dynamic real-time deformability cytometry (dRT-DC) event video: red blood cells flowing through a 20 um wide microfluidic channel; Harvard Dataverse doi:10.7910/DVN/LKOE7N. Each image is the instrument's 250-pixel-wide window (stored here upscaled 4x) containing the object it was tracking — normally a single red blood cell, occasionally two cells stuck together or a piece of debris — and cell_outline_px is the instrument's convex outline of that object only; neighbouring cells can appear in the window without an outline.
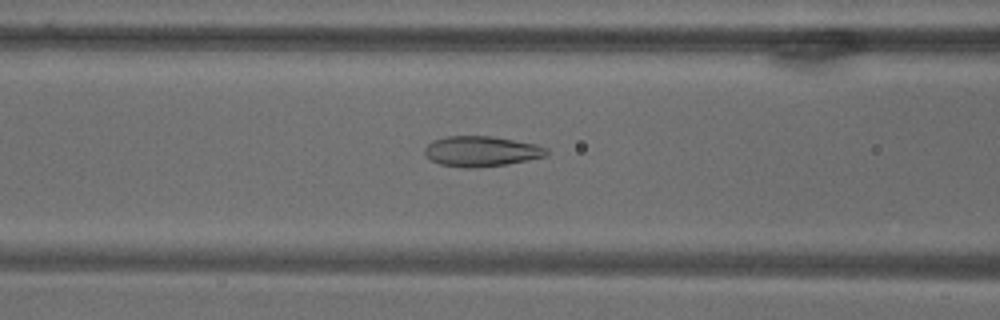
{"species": "common noctule bat (a hibernating species)", "species_latin": "Nyctalus noctula", "temperature_condition": "warm", "stored_images_in_passage": 71, "camera_frame_rate_fps": 3000, "um_per_image_px": 0.085, "animal": {"sex": "male", "body_mass_g": 18.8}, "frame": {"image": 1, "passage_image": 30, "time_ms": 9.667, "image_size_px": [1000, 320], "cell_outline_px": [[548, 156], [508, 164], [476, 168], [464, 168], [440, 164], [432, 160], [424, 152], [424, 148], [432, 140], [448, 136], [492, 136], [536, 144], [548, 148]], "centroid_in_image_um": [40.94, 12.86], "position_along_channel_um": 125.7, "area_um2": 21.68}}
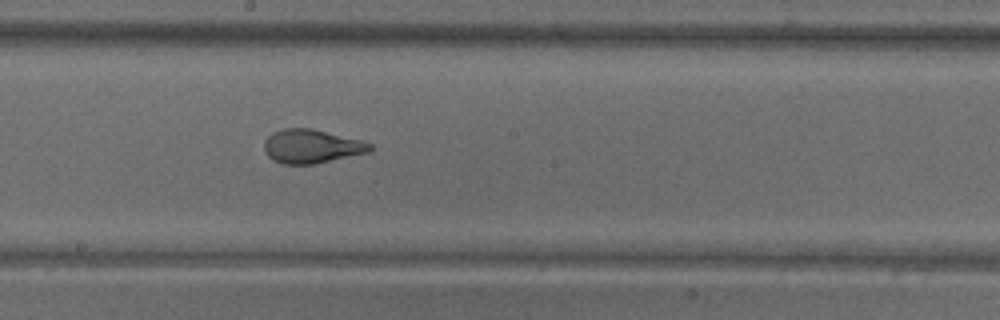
{"frame": {"image": 2, "passage_image": 40, "time_ms": 13.0, "image_size_px": [1000, 320], "cell_outline_px": [[372, 152], [312, 164], [284, 164], [272, 160], [264, 152], [264, 140], [272, 132], [284, 128], [312, 128], [360, 140], [372, 144]], "centroid_in_image_um": [26.46, 12.43], "position_along_channel_um": 221.7, "area_um2": 20.92}}
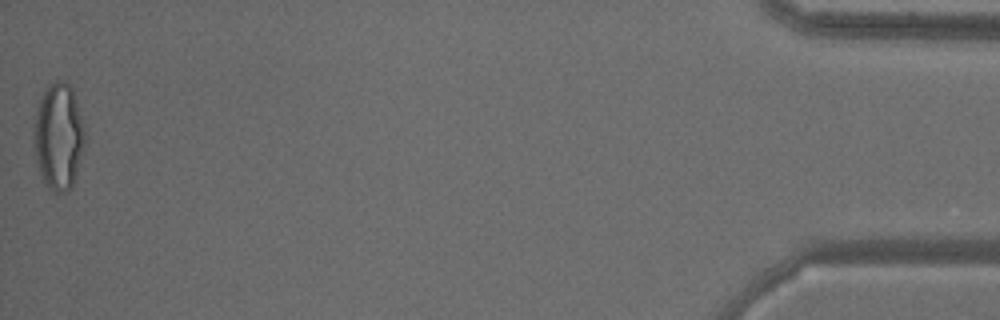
{"frame": {"image": 3, "passage_image": 71, "time_ms": 23.333, "image_size_px": [1000, 320], "cell_outline_px": [[88, 136], [72, 184], [68, 192], [52, 192], [44, 184], [36, 164], [32, 140], [32, 128], [36, 108], [48, 84], [56, 80], [64, 80], [72, 88]], "centroid_in_image_um": [4.96, 11.6], "position_along_channel_um": 430.2, "area_um2": 32.54}}